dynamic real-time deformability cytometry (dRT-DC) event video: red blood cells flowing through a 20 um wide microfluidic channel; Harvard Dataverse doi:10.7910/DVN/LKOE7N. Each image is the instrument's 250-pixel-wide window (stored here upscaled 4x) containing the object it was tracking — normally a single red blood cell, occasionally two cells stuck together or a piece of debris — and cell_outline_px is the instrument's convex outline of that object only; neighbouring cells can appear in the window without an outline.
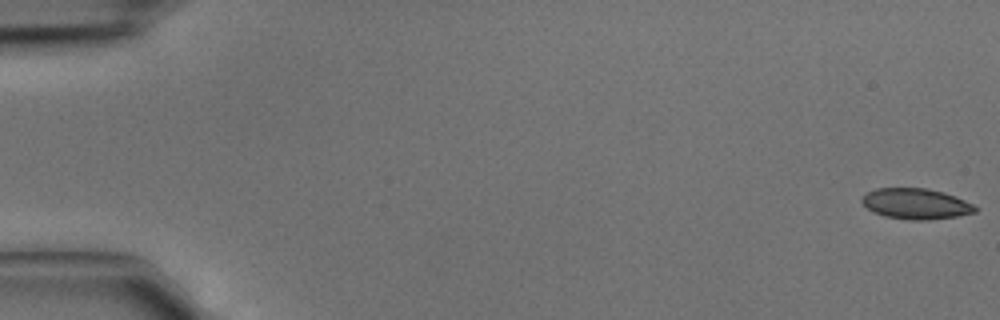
{"species": "common noctule bat (a hibernating species)", "species_latin": "Nyctalus noctula", "temperature_condition": "cold", "stored_images_in_passage": 4, "camera_frame_rate_fps": 3000, "um_per_image_px": 0.085, "animal": {"sex": "male", "body_mass_g": 15.6}, "frame": {"image": 1, "passage_image": 1, "time_ms": 0.0, "image_size_px": [1000, 320], "cell_outline_px": [[980, 208], [976, 212], [956, 216], [928, 220], [908, 220], [884, 216], [872, 212], [860, 200], [864, 192], [876, 188], [928, 188], [944, 192], [956, 196]], "centroid_in_image_um": [77.83, 17.31], "position_along_channel_um": 7.2, "area_um2": 20.52}}
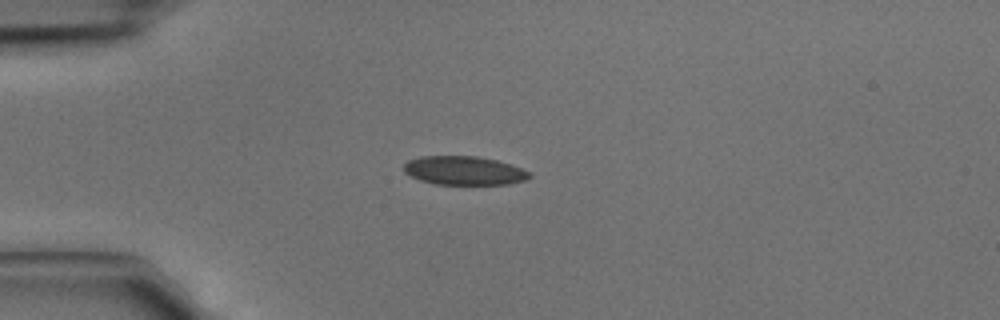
{"frame": {"image": 2, "passage_image": 4, "time_ms": 1.0, "image_size_px": [1000, 320], "cell_outline_px": [[532, 176], [524, 180], [508, 184], [436, 184], [420, 180], [404, 172], [404, 164], [408, 160], [420, 156], [476, 156], [496, 160], [512, 164], [532, 172]], "centroid_in_image_um": [39.47, 14.49], "position_along_channel_um": 45.5, "area_um2": 21.1}}